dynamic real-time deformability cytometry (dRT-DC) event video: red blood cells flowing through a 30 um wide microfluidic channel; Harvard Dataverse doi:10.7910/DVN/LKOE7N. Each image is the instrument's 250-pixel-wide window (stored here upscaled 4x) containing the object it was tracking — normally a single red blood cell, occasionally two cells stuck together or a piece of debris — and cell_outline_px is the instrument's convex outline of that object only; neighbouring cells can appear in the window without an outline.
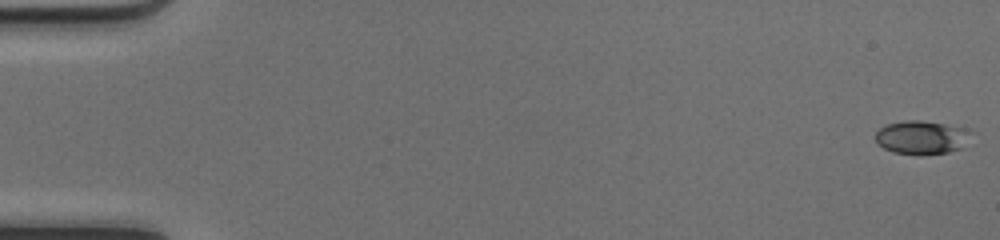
{"species": "common noctule bat (a hibernating species)", "species_latin": "Nyctalus noctula", "temperature_condition": "cold", "stored_images_in_passage": 50, "camera_frame_rate_fps": 3000, "um_per_image_px": 0.085, "animal": {"sex": "female", "body_mass_g": 17.0, "forearm_length_mm": 48.0}, "frame": {"image": 1, "passage_image": 1, "time_ms": 0.0, "image_size_px": [1000, 240], "cell_outline_px": [[964, 128], [960, 148], [948, 152], [920, 156], [892, 152], [876, 144], [876, 132], [880, 128], [888, 124], [904, 120], [920, 120], [944, 124]], "centroid_in_image_um": [78.15, 11.7], "position_along_channel_um": 6.8, "area_um2": 18.03}}
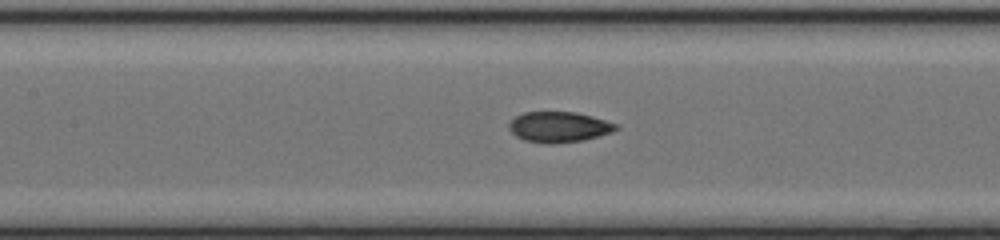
{"frame": {"image": 2, "passage_image": 24, "time_ms": 7.667, "image_size_px": [1000, 240], "cell_outline_px": [[620, 128], [612, 132], [600, 136], [584, 140], [556, 144], [544, 144], [524, 140], [516, 136], [508, 128], [508, 124], [516, 116], [524, 112], [576, 112], [592, 116], [620, 124]], "centroid_in_image_um": [47.55, 10.8], "position_along_channel_um": 159.9, "area_um2": 19.36}}
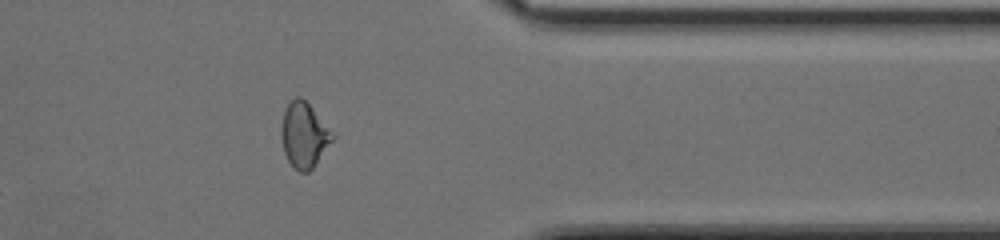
{"frame": {"image": 3, "passage_image": 41, "time_ms": 13.333, "image_size_px": [1000, 240], "cell_outline_px": [[336, 136], [312, 168], [308, 172], [300, 172], [288, 160], [284, 152], [280, 132], [280, 124], [284, 108], [296, 96], [300, 96], [308, 104]], "centroid_in_image_um": [25.82, 11.46], "position_along_channel_um": 385.6, "area_um2": 19.19}, "authors_computed_cell_mechanics": {"area_um2": 18.8717, "velocity_mm_per_s": 4.2119, "shape_relaxation_time_tau1_ms": 5.568, "shape_relaxation_time_tau2_ms": 2.557, "deformation_change_tau1": 0.1596, "deformation_change_tau2": 0.0776}}